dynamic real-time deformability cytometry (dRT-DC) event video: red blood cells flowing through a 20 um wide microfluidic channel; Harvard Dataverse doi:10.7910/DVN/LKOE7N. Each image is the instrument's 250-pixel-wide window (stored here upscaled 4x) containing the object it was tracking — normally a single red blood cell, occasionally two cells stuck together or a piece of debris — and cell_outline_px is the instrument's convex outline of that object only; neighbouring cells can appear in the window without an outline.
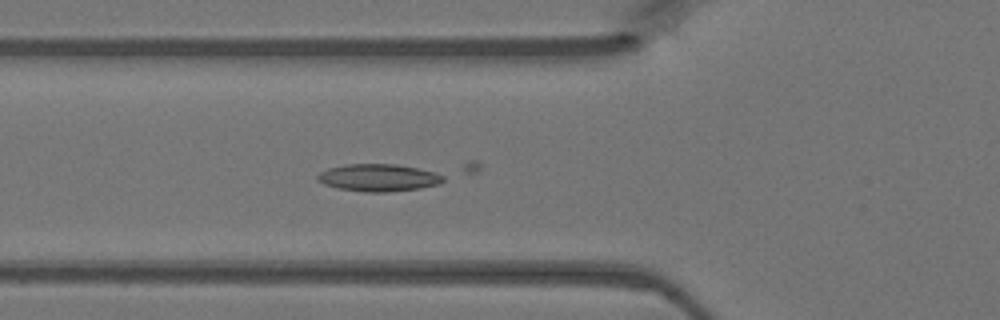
{"species": "Egyptian fruit bat (a non-hibernating species)", "species_latin": "Rousettus aegyptiacus", "temperature_condition": "warm", "stored_images_in_passage": 30, "camera_frame_rate_fps": 3000, "um_per_image_px": 0.085, "animal": {"sex": "female"}, "frame": {"image": 1, "passage_image": 16, "time_ms": 5.0, "image_size_px": [1000, 320], "cell_outline_px": [[444, 180], [440, 184], [420, 188], [388, 192], [364, 192], [336, 188], [324, 184], [316, 180], [316, 176], [320, 172], [328, 168], [348, 164], [396, 164], [436, 172], [444, 176]], "centroid_in_image_um": [32.16, 15.11], "position_along_channel_um": 93.6, "area_um2": 20.11}}
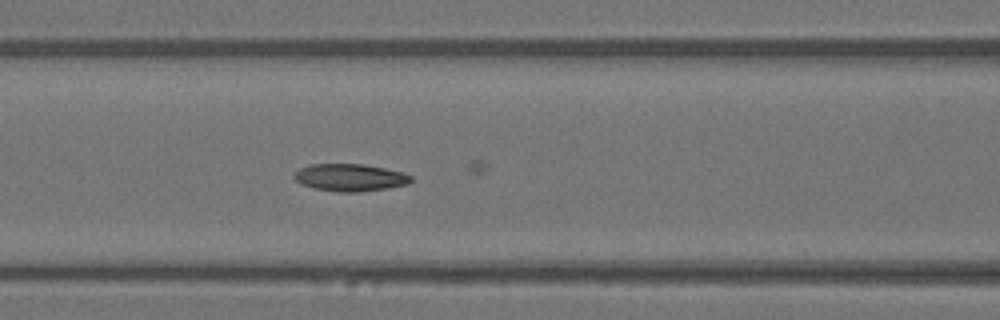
{"frame": {"image": 2, "passage_image": 19, "time_ms": 6.0, "image_size_px": [1000, 320], "cell_outline_px": [[412, 180], [408, 184], [388, 188], [356, 192], [340, 192], [316, 188], [300, 184], [292, 176], [300, 168], [312, 164], [364, 164], [404, 172], [412, 176]], "centroid_in_image_um": [29.77, 15.08], "position_along_channel_um": 136.8, "area_um2": 18.55}}
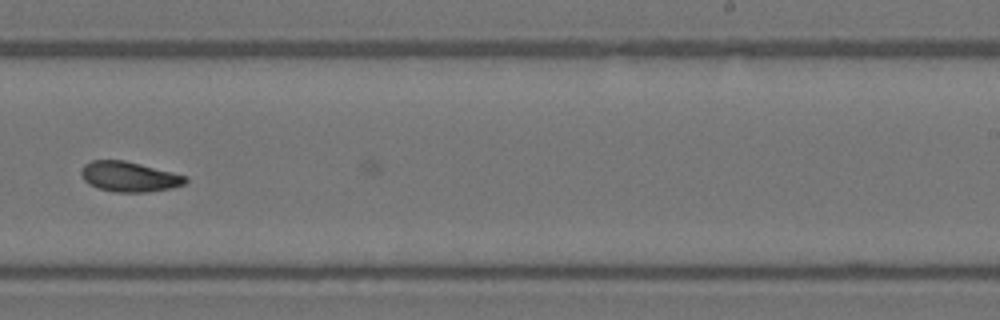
{"frame": {"image": 3, "passage_image": 29, "time_ms": 9.333, "image_size_px": [1000, 320], "cell_outline_px": [[188, 180], [184, 184], [172, 188], [148, 192], [116, 192], [100, 188], [88, 184], [84, 180], [80, 172], [80, 168], [84, 164], [92, 160], [124, 160], [188, 176]], "centroid_in_image_um": [10.98, 15.01], "position_along_channel_um": 278.0, "area_um2": 18.32}}